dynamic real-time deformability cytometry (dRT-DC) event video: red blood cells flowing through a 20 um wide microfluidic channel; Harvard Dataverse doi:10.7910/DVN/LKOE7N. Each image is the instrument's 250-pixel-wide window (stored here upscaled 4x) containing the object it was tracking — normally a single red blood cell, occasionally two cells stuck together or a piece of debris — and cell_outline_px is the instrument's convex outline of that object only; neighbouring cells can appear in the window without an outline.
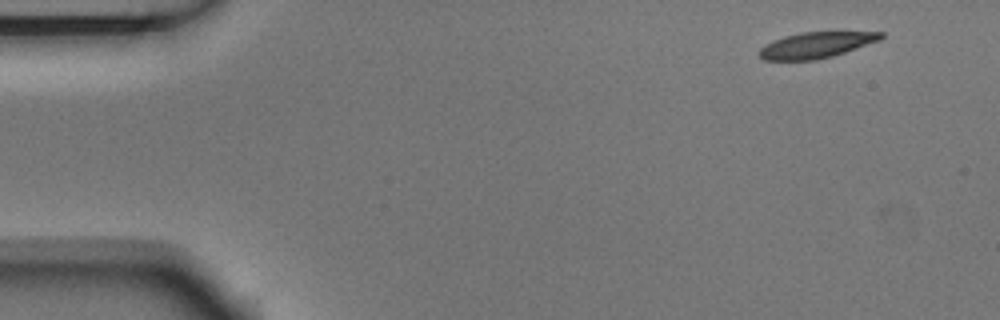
{"species": "Egyptian fruit bat (a non-hibernating species)", "species_latin": "Rousettus aegyptiacus", "temperature_condition": "room temperature", "stored_images_in_passage": 4, "camera_frame_rate_fps": 3000, "um_per_image_px": 0.085, "animal": {"sex": "male"}, "frame": {"image": 1, "passage_image": 1, "time_ms": 0.0, "image_size_px": [1000, 320], "cell_outline_px": [[884, 36], [880, 40], [832, 56], [816, 60], [764, 60], [760, 56], [760, 48], [776, 40], [788, 36], [804, 32], [884, 32]], "centroid_in_image_um": [69.42, 3.83], "position_along_channel_um": 15.6, "area_um2": 17.86}}
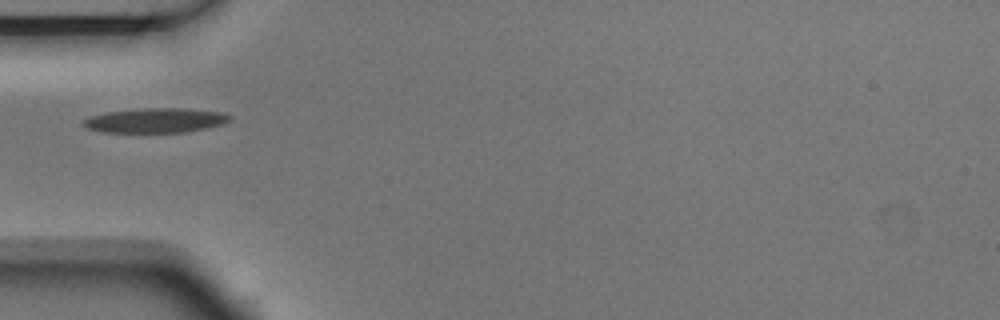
{"frame": {"image": 2, "passage_image": 4, "time_ms": 1.0, "image_size_px": [1000, 320], "cell_outline_px": [[232, 120], [224, 124], [208, 128], [184, 132], [100, 132], [88, 128], [80, 124], [84, 120], [92, 116], [108, 112], [140, 108], [184, 108], [220, 112], [232, 116]], "centroid_in_image_um": [13.26, 10.23], "position_along_channel_um": 71.7, "area_um2": 21.04}}